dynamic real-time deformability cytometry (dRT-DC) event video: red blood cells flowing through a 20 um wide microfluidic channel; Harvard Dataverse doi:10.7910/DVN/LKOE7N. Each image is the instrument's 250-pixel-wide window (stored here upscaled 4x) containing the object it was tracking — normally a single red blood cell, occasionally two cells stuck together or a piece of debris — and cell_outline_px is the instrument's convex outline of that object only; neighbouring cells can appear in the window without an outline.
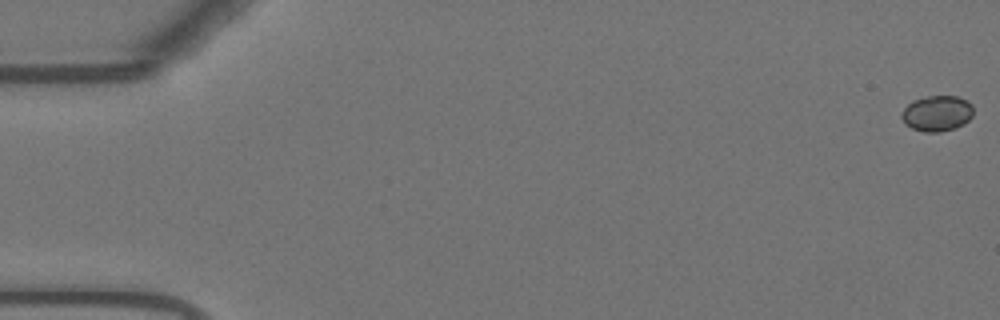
{"species": "Egyptian fruit bat (a non-hibernating species)", "species_latin": "Rousettus aegyptiacus", "temperature_condition": "warm", "stored_images_in_passage": 56, "camera_frame_rate_fps": 3000, "um_per_image_px": 0.085, "animal": {"sex": "female"}, "frame": {"image": 1, "passage_image": 1, "time_ms": 0.0, "image_size_px": [1000, 320], "cell_outline_px": [[972, 116], [964, 124], [956, 128], [940, 132], [924, 132], [912, 128], [904, 124], [900, 116], [900, 112], [912, 100], [924, 96], [956, 96], [968, 100], [972, 104]], "centroid_in_image_um": [79.62, 9.63], "position_along_channel_um": 5.4, "area_um2": 15.2}}
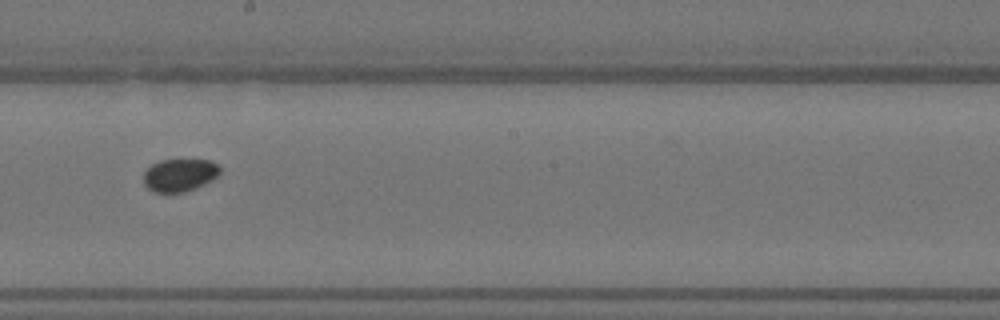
{"frame": {"image": 2, "passage_image": 32, "time_ms": 10.333, "image_size_px": [1000, 320], "cell_outline_px": [[220, 172], [212, 180], [196, 188], [184, 192], [156, 192], [148, 188], [144, 184], [144, 172], [152, 164], [160, 160], [212, 160], [220, 168]], "centroid_in_image_um": [15.27, 14.88], "position_along_channel_um": 232.9, "area_um2": 14.45}}
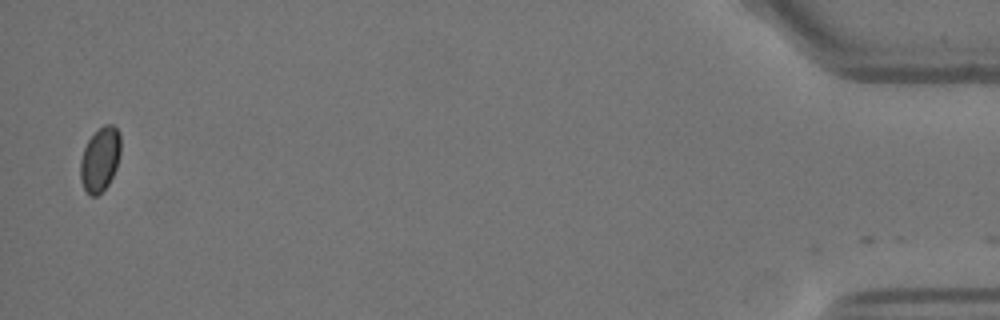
{"frame": {"image": 3, "passage_image": 55, "time_ms": 18.0, "image_size_px": [1000, 320], "cell_outline_px": [[120, 152], [116, 168], [108, 184], [96, 196], [92, 196], [84, 188], [80, 180], [80, 160], [84, 148], [88, 140], [104, 124], [112, 124], [120, 132]], "centroid_in_image_um": [8.5, 13.52], "position_along_channel_um": 426.7, "area_um2": 14.91}}